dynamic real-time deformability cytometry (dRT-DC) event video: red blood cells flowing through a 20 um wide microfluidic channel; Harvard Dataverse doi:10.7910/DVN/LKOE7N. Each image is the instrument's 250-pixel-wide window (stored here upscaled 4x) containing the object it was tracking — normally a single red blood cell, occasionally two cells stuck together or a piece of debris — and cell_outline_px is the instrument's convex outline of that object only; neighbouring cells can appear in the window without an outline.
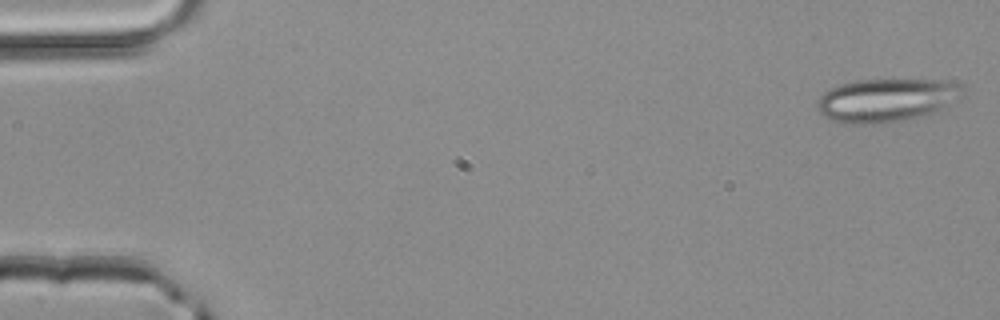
{"species": "common noctule bat (a hibernating species)", "species_latin": "Nyctalus noctula", "temperature_condition": "room temperature", "stored_images_in_passage": 3, "camera_frame_rate_fps": 3000, "um_per_image_px": 0.085, "animal": {"sex": "male", "body_mass_g": 20.4}, "frame": {"image": 1, "passage_image": 1, "time_ms": 0.0, "image_size_px": [1000, 320], "cell_outline_px": [[960, 100], [940, 112], [924, 116], [904, 120], [880, 124], [848, 124], [832, 120], [824, 116], [816, 108], [816, 104], [820, 96], [824, 92], [840, 84], [856, 80], [948, 80], [960, 84]], "centroid_in_image_um": [75.38, 8.53], "position_along_channel_um": 9.6, "area_um2": 37.22}}